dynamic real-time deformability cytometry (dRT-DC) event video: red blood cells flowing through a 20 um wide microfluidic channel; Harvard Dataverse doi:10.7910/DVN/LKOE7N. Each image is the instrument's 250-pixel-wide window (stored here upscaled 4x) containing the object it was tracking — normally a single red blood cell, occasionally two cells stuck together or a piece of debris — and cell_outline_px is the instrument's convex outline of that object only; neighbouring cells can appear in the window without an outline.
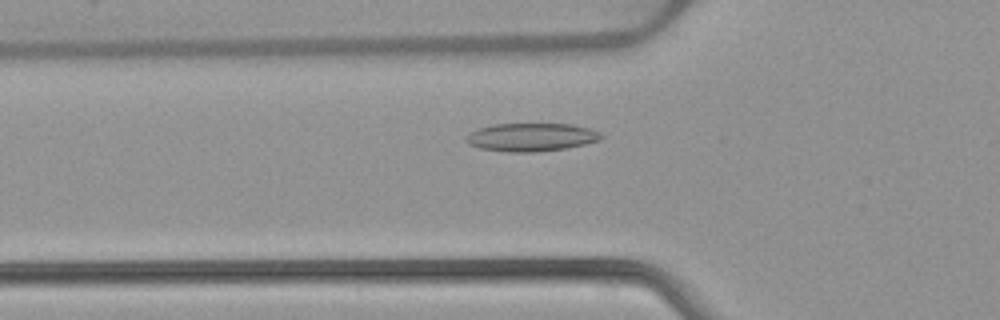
{"species": "common noctule bat (a hibernating species)", "species_latin": "Nyctalus noctula", "temperature_condition": "warm", "stored_images_in_passage": 36, "camera_frame_rate_fps": 3000, "um_per_image_px": 0.085, "animal": {"sex": "female", "body_mass_g": 22.7, "forearm_length_mm": 54.2}, "frame": {"image": 1, "passage_image": 2, "time_ms": 0.333, "image_size_px": [1000, 320], "cell_outline_px": [[604, 136], [600, 140], [584, 144], [564, 148], [536, 152], [508, 152], [480, 148], [468, 144], [464, 140], [468, 132], [476, 128], [492, 124], [572, 124], [592, 128], [600, 132]], "centroid_in_image_um": [45.13, 11.65], "position_along_channel_um": 80.7, "area_um2": 22.43}}
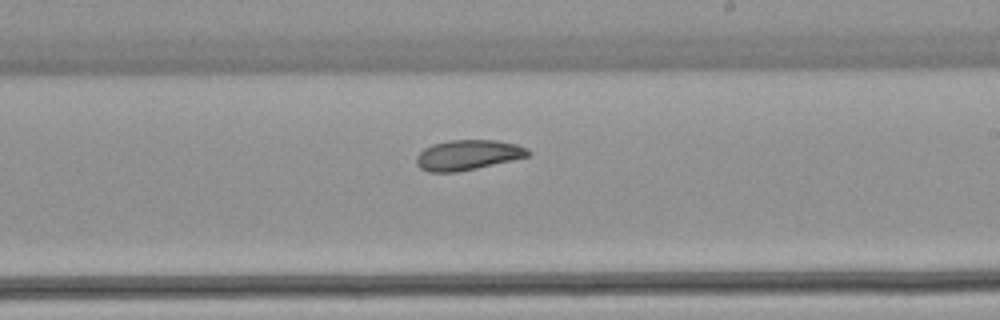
{"frame": {"image": 2, "passage_image": 15, "time_ms": 4.667, "image_size_px": [1000, 320], "cell_outline_px": [[532, 152], [528, 156], [512, 160], [476, 168], [456, 172], [428, 172], [420, 168], [416, 164], [416, 156], [424, 148], [432, 144], [448, 140], [496, 140], [516, 144], [528, 148]], "centroid_in_image_um": [39.75, 13.17], "position_along_channel_um": 249.2, "area_um2": 19.65}}
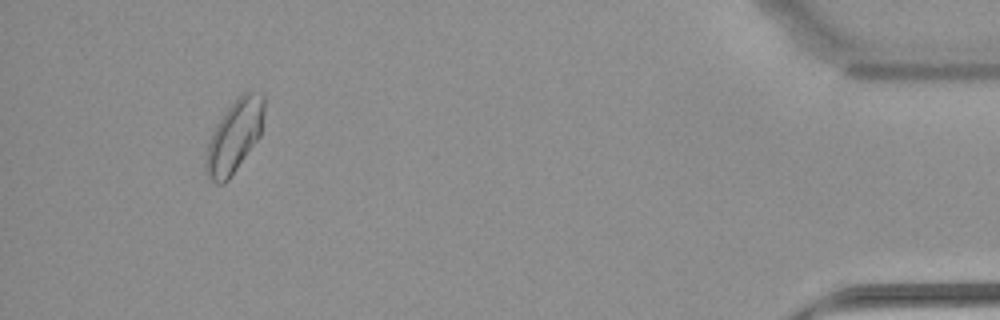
{"frame": {"image": 3, "passage_image": 33, "time_ms": 10.667, "image_size_px": [1000, 320], "cell_outline_px": [[264, 112], [260, 136], [228, 180], [224, 184], [216, 184], [208, 176], [204, 168], [204, 164], [208, 144], [212, 132], [216, 124], [228, 108], [248, 88], [264, 92]], "centroid_in_image_um": [19.94, 11.55], "position_along_channel_um": 415.3, "area_um2": 24.62}, "authors_computed_cell_mechanics": {"area_um2": 20.4034, "velocity_mm_per_s": 3.8838, "shape_relaxation_time_tau1_ms": 7.5239, "shape_relaxation_time_tau2_ms": 4.204, "deformation_change_tau1": 0.1406, "deformation_change_tau2": 0.0813}}